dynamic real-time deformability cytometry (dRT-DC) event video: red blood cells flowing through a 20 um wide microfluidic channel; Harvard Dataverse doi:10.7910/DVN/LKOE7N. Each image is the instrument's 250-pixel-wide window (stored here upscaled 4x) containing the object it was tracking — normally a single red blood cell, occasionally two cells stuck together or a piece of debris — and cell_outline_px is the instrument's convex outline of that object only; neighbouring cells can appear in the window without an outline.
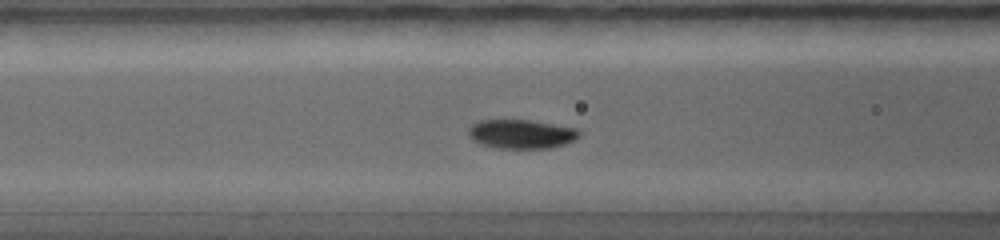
{"species": "common noctule bat (a hibernating species)", "species_latin": "Nyctalus noctula", "temperature_condition": "warm", "stored_images_in_passage": 43, "camera_frame_rate_fps": 5000, "um_per_image_px": 0.085, "animal": {"sex": "female", "body_mass_g": 19.0, "forearm_length_mm": 56.7}, "frame": {"image": 1, "passage_image": 15, "time_ms": 2.8, "image_size_px": [1000, 240], "cell_outline_px": [[576, 136], [572, 140], [548, 148], [500, 148], [484, 144], [476, 140], [468, 132], [476, 124], [484, 120], [524, 120], [572, 128], [576, 132]], "centroid_in_image_um": [44.27, 11.4], "position_along_channel_um": 122.3, "area_um2": 17.34}}
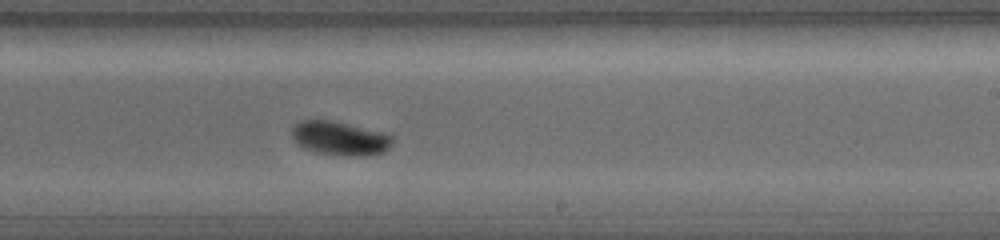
{"frame": {"image": 2, "passage_image": 28, "time_ms": 5.2, "image_size_px": [1000, 240], "cell_outline_px": [[392, 140], [380, 152], [320, 152], [304, 148], [292, 136], [292, 128], [296, 124], [304, 120], [328, 120], [392, 136]], "centroid_in_image_um": [28.73, 11.68], "position_along_channel_um": 260.3, "area_um2": 17.51}}
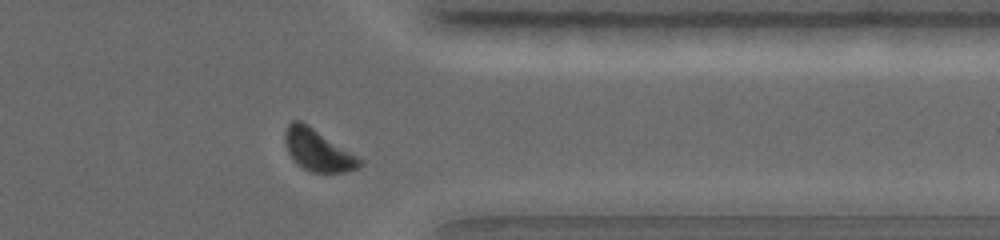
{"frame": {"image": 3, "passage_image": 40, "time_ms": 7.4, "image_size_px": [1000, 240], "cell_outline_px": [[364, 164], [356, 168], [344, 172], [312, 172], [304, 168], [288, 152], [284, 136], [288, 124], [292, 120], [300, 120], [308, 124], [364, 160]], "centroid_in_image_um": [27.05, 12.75], "position_along_channel_um": 384.3, "area_um2": 17.86}}